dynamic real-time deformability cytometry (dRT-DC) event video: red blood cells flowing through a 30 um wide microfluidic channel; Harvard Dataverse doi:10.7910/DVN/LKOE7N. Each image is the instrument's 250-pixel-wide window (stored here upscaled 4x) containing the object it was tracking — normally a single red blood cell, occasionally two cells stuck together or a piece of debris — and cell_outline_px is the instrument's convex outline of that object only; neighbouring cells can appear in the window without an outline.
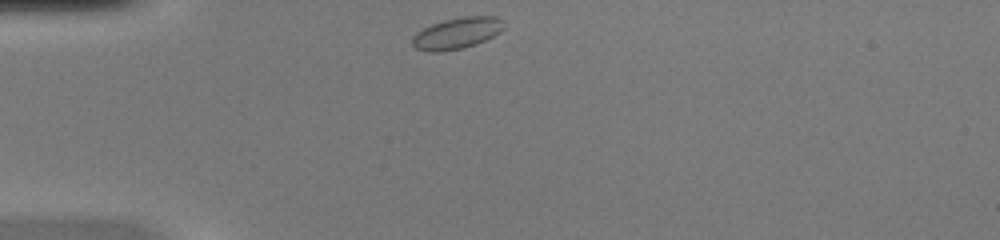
{"species": "common noctule bat (a hibernating species)", "species_latin": "Nyctalus noctula", "temperature_condition": "warm", "stored_images_in_passage": 38, "camera_frame_rate_fps": 3000, "um_per_image_px": 0.085, "animal": {"sex": "female", "body_mass_g": 20.0, "forearm_length_mm": 54.0}, "frame": {"image": 1, "passage_image": 1, "time_ms": 0.0, "image_size_px": [1000, 240], "cell_outline_px": [[504, 28], [500, 32], [476, 44], [464, 48], [436, 52], [428, 52], [416, 48], [412, 44], [412, 36], [416, 32], [432, 24], [444, 20], [464, 16], [496, 16], [504, 20]], "centroid_in_image_um": [38.84, 2.82], "position_along_channel_um": 46.2, "area_um2": 16.76}}
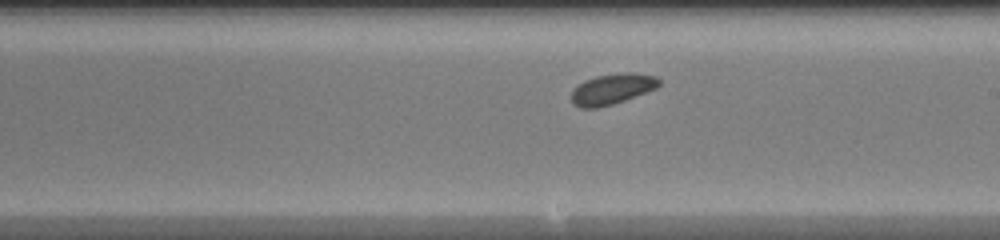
{"frame": {"image": 2, "passage_image": 17, "time_ms": 5.333, "image_size_px": [1000, 240], "cell_outline_px": [[660, 84], [656, 88], [624, 100], [612, 104], [596, 108], [580, 108], [572, 104], [572, 92], [584, 80], [596, 76], [624, 72], [632, 72], [656, 76], [660, 80]], "centroid_in_image_um": [52.03, 7.56], "position_along_channel_um": 237.0, "area_um2": 15.49}}
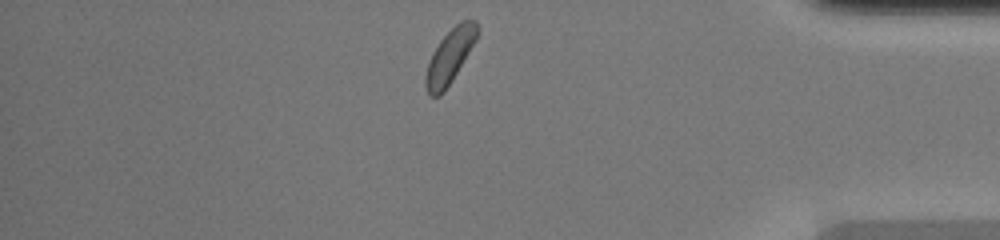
{"frame": {"image": 3, "passage_image": 31, "time_ms": 10.0, "image_size_px": [1000, 240], "cell_outline_px": [[480, 32], [476, 40], [452, 80], [444, 92], [440, 96], [428, 96], [424, 84], [424, 76], [432, 52], [440, 40], [460, 20], [476, 20], [480, 28]], "centroid_in_image_um": [38.23, 4.78], "position_along_channel_um": 397.0, "area_um2": 16.36}, "authors_computed_cell_mechanics": {"area_um2": 15.895, "velocity_mm_per_s": 4.0485, "shape_relaxation_time_tau1_ms": 1.4076, "shape_relaxation_time_tau2_ms": 5.0549, "deformation_change_tau1": 0.0381, "deformation_change_tau2": 0.0705}}